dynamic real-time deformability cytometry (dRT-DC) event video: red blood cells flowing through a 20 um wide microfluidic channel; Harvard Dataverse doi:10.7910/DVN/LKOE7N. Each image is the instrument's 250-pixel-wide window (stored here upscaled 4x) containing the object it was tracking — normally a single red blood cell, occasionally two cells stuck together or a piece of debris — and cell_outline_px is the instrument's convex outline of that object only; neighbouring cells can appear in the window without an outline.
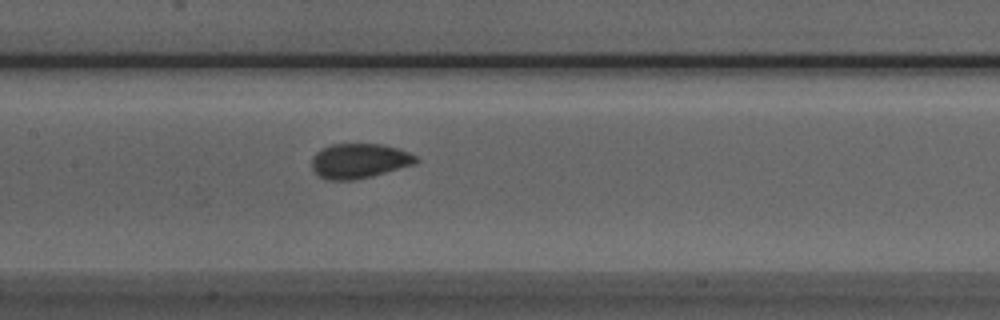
{"species": "Egyptian fruit bat (a non-hibernating species)", "species_latin": "Rousettus aegyptiacus", "temperature_condition": "room temperature", "stored_images_in_passage": 20, "camera_frame_rate_fps": 3000, "um_per_image_px": 0.085, "animal": {"sex": "male"}, "frame": {"image": 1, "passage_image": 14, "time_ms": 4.333, "image_size_px": [1000, 320], "cell_outline_px": [[420, 160], [416, 164], [372, 176], [352, 180], [328, 180], [320, 176], [312, 168], [312, 160], [316, 152], [332, 144], [384, 144], [408, 152], [416, 156]], "centroid_in_image_um": [30.57, 13.68], "position_along_channel_um": 176.8, "area_um2": 21.04}}
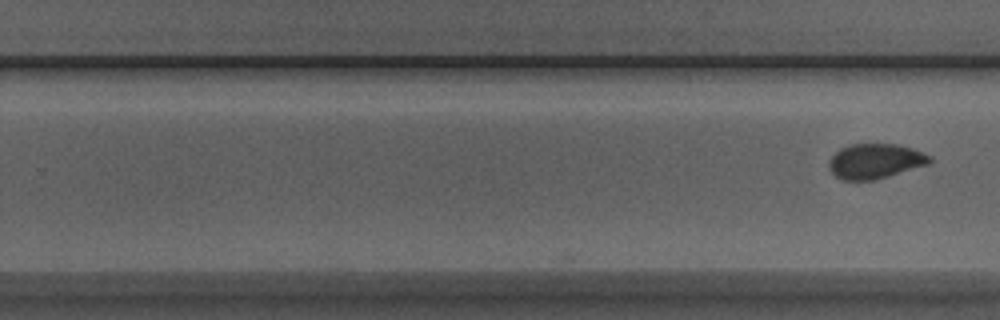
{"frame": {"image": 2, "passage_image": 20, "time_ms": 6.333, "image_size_px": [1000, 320], "cell_outline_px": [[932, 160], [928, 164], [888, 176], [872, 180], [844, 180], [836, 176], [828, 168], [828, 160], [840, 148], [848, 144], [896, 144], [912, 148], [932, 156]], "centroid_in_image_um": [74.37, 13.69], "position_along_channel_um": 255.4, "area_um2": 20.46}}